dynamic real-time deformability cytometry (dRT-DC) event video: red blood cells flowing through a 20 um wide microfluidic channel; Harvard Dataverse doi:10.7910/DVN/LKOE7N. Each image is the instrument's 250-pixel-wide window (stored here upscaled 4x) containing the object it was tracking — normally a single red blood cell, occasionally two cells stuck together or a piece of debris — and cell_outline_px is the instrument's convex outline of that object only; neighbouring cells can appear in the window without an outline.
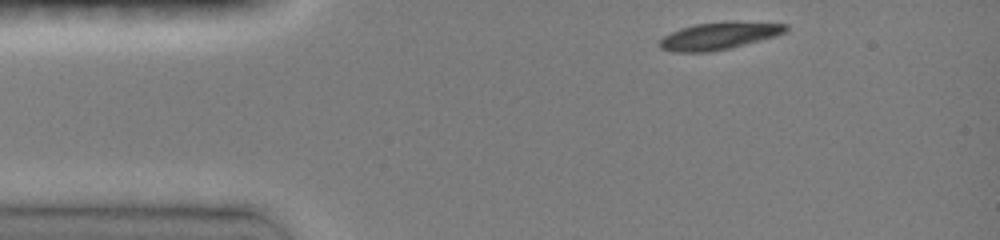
{"species": "common noctule bat (a hibernating species)", "species_latin": "Nyctalus noctula", "temperature_condition": "room temperature", "stored_images_in_passage": 36, "camera_frame_rate_fps": 3000, "um_per_image_px": 0.085, "animal": {"sex": "female", "body_mass_g": 19.0, "forearm_length_mm": 51.5}, "frame": {"image": 1, "passage_image": 1, "time_ms": 0.0, "image_size_px": [1000, 240], "cell_outline_px": [[788, 32], [776, 36], [712, 52], [672, 52], [660, 48], [660, 40], [664, 36], [680, 28], [696, 24], [728, 20], [732, 20], [788, 24]], "centroid_in_image_um": [61.16, 3.03], "position_along_channel_um": 23.8, "area_um2": 20.29}}
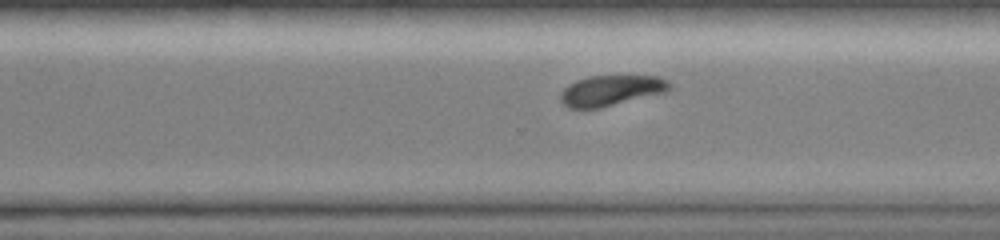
{"frame": {"image": 2, "passage_image": 27, "time_ms": 8.667, "image_size_px": [1000, 240], "cell_outline_px": [[672, 88], [664, 92], [600, 108], [568, 108], [560, 100], [560, 92], [568, 84], [576, 80], [588, 76], [660, 76], [668, 80], [672, 84]], "centroid_in_image_um": [51.93, 7.68], "position_along_channel_um": 318.7, "area_um2": 19.42}}
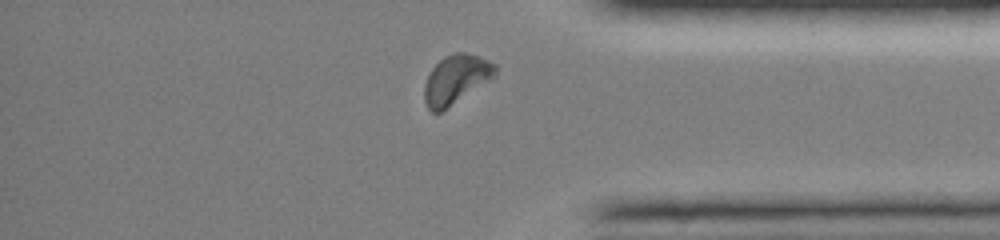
{"frame": {"image": 3, "passage_image": 33, "time_ms": 10.667, "image_size_px": [1000, 240], "cell_outline_px": [[496, 76], [440, 112], [432, 112], [428, 108], [424, 100], [424, 84], [432, 68], [444, 56], [456, 52], [464, 52], [488, 60], [496, 64]], "centroid_in_image_um": [38.75, 6.74], "position_along_channel_um": 396.4, "area_um2": 19.94}, "authors_computed_cell_mechanics": {"area_um2": 20.9814, "velocity_mm_per_s": 4.0602, "shape_relaxation_time_tau1_ms": 2.423, "shape_relaxation_time_tau2_ms": null, "deformation_change_tau1": 0.1129, "deformation_change_tau2": null}}